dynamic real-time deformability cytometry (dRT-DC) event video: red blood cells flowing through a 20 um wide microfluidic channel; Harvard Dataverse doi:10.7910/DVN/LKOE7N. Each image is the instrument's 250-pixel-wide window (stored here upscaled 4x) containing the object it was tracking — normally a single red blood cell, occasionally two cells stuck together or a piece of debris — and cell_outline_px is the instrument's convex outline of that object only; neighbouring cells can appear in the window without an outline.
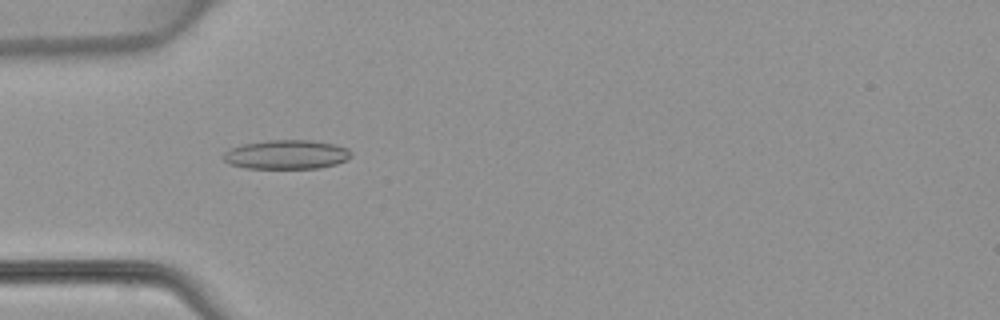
{"species": "common noctule bat (a hibernating species)", "species_latin": "Nyctalus noctula", "temperature_condition": "warm", "stored_images_in_passage": 34, "camera_frame_rate_fps": 3000, "um_per_image_px": 0.085, "animal": {"sex": "female", "body_mass_g": 22.7, "forearm_length_mm": 54.2}, "frame": {"image": 1, "passage_image": 1, "time_ms": 0.0, "image_size_px": [1000, 320], "cell_outline_px": [[352, 156], [348, 160], [336, 164], [320, 168], [244, 168], [228, 164], [220, 156], [228, 148], [244, 144], [268, 140], [312, 140], [336, 144], [348, 148], [352, 152]], "centroid_in_image_um": [24.35, 13.13], "position_along_channel_um": 60.6, "area_um2": 22.08}}
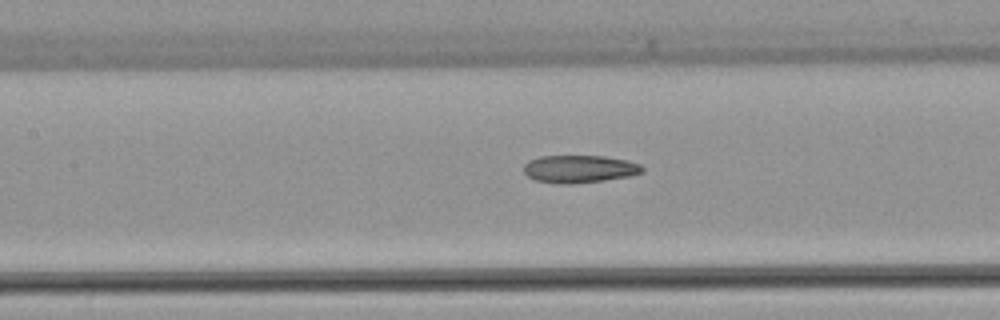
{"frame": {"image": 2, "passage_image": 8, "time_ms": 2.333, "image_size_px": [1000, 320], "cell_outline_px": [[644, 172], [632, 176], [604, 180], [572, 184], [556, 184], [536, 180], [528, 176], [524, 172], [524, 164], [528, 160], [540, 156], [604, 156], [628, 160], [640, 164], [644, 168]], "centroid_in_image_um": [49.27, 14.36], "position_along_channel_um": 158.1, "area_um2": 19.31}}
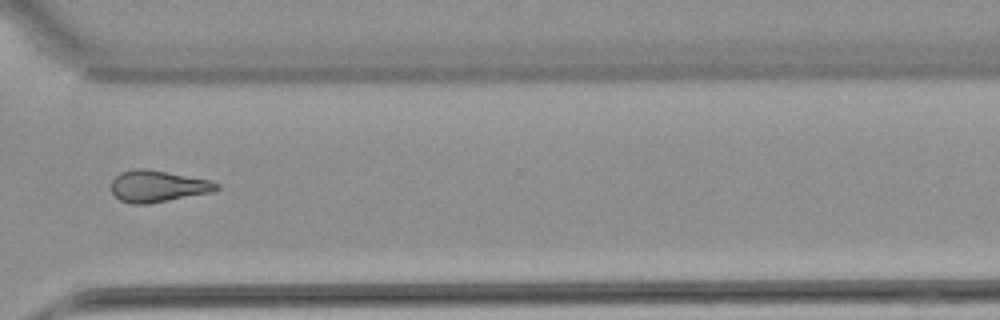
{"frame": {"image": 3, "passage_image": 22, "time_ms": 7.0, "image_size_px": [1000, 320], "cell_outline_px": [[220, 188], [208, 192], [148, 204], [132, 204], [120, 200], [112, 192], [112, 180], [120, 172], [132, 168], [148, 168], [212, 180], [220, 184]], "centroid_in_image_um": [13.39, 15.8], "position_along_channel_um": 357.2, "area_um2": 19.42}}